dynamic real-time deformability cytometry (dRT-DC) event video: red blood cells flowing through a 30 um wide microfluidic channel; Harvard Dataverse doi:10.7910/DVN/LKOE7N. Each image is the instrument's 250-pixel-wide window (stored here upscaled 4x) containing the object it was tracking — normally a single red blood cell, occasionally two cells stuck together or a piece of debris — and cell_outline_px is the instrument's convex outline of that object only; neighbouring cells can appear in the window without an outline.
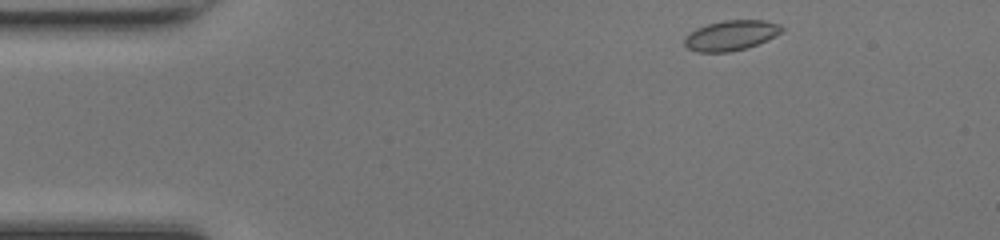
{"species": "common noctule bat (a hibernating species)", "species_latin": "Nyctalus noctula", "temperature_condition": "room temperature", "stored_images_in_passage": 43, "camera_frame_rate_fps": 3000, "um_per_image_px": 0.085, "animal": {"sex": "female", "body_mass_g": 17.0, "forearm_length_mm": 48.0}, "frame": {"image": 1, "passage_image": 1, "time_ms": 0.0, "image_size_px": [1000, 240], "cell_outline_px": [[784, 28], [780, 32], [756, 44], [744, 48], [728, 52], [696, 52], [688, 48], [684, 44], [684, 40], [696, 28], [708, 24], [724, 20], [764, 20], [780, 24]], "centroid_in_image_um": [62.11, 3.0], "position_along_channel_um": 22.9, "area_um2": 16.65}}
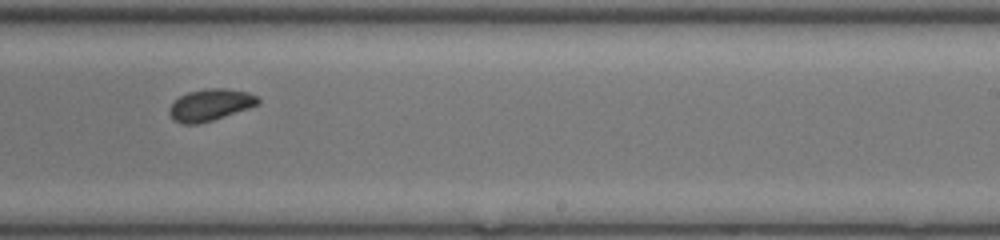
{"frame": {"image": 2, "passage_image": 24, "time_ms": 7.667, "image_size_px": [1000, 240], "cell_outline_px": [[260, 104], [212, 120], [196, 124], [180, 124], [172, 120], [168, 112], [168, 108], [180, 96], [188, 92], [208, 88], [224, 88], [248, 92], [256, 96], [260, 100]], "centroid_in_image_um": [17.84, 8.92], "position_along_channel_um": 271.2, "area_um2": 16.36}}
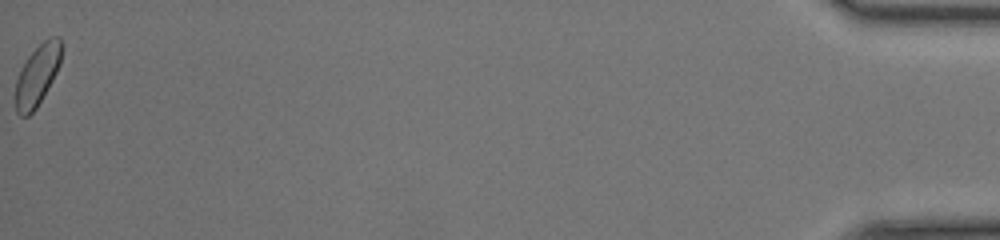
{"frame": {"image": 3, "passage_image": 43, "time_ms": 14.0, "image_size_px": [1000, 240], "cell_outline_px": [[60, 64], [52, 80], [36, 108], [28, 116], [20, 116], [16, 112], [16, 80], [20, 68], [28, 56], [48, 36], [60, 36]], "centroid_in_image_um": [3.15, 6.38], "position_along_channel_um": 432.1, "area_um2": 16.01}, "authors_computed_cell_mechanics": {"area_um2": 16.3574, "velocity_mm_per_s": 4.2611, "shape_relaxation_time_tau1_ms": null, "shape_relaxation_time_tau2_ms": 1.1118, "deformation_change_tau1": null, "deformation_change_tau2": 0.0465}}